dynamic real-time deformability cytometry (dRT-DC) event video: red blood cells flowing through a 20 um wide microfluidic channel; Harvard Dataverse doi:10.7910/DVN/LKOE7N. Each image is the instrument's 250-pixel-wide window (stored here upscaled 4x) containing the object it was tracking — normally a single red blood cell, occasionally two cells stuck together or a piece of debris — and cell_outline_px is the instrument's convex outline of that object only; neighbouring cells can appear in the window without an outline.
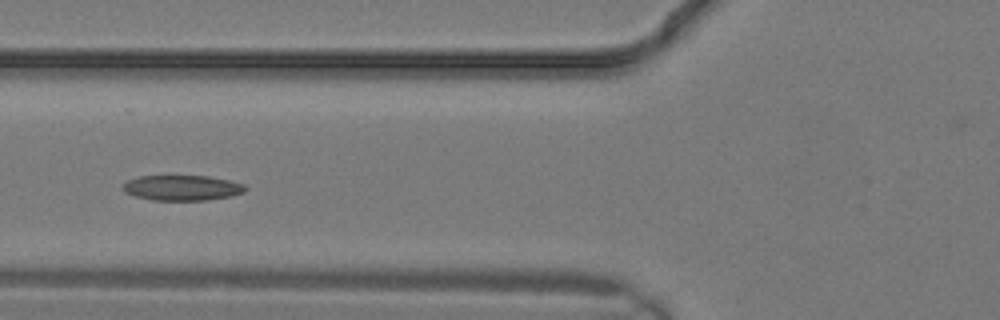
{"species": "common noctule bat (a hibernating species)", "species_latin": "Nyctalus noctula", "temperature_condition": "warm", "stored_images_in_passage": 8, "camera_frame_rate_fps": 3000, "um_per_image_px": 0.085, "animal": {"sex": "male", "body_mass_g": 19.2, "forearm_length_mm": 51.8}, "frame": {"image": 1, "passage_image": 7, "time_ms": 2.0, "image_size_px": [1000, 320], "cell_outline_px": [[248, 188], [244, 192], [228, 196], [204, 200], [152, 200], [136, 196], [124, 192], [124, 184], [128, 180], [140, 176], [208, 176], [228, 180], [244, 184]], "centroid_in_image_um": [15.49, 15.96], "position_along_channel_um": 110.3, "area_um2": 17.8}}